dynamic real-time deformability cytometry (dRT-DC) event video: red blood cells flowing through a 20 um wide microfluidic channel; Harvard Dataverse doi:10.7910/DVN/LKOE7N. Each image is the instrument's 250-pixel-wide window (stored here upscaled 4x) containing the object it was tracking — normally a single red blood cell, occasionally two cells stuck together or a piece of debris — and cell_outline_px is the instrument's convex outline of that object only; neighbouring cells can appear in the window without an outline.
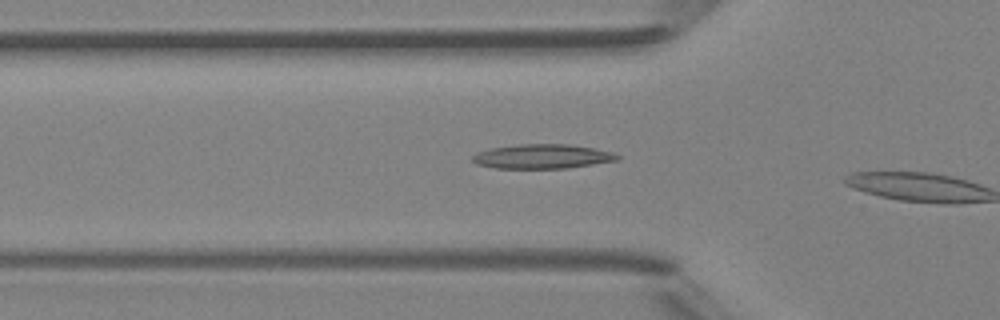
{"species": "Egyptian fruit bat (a non-hibernating species)", "species_latin": "Rousettus aegyptiacus", "temperature_condition": "room temperature", "stored_images_in_passage": 6, "segment_of_instrument_passage": [2, 2], "camera_frame_rate_fps": 3000, "um_per_image_px": 0.085, "animal": {"sex": "female"}, "frame": {"image": 1, "passage_image": 6, "time_ms": 6.667, "image_size_px": [1000, 320], "cell_outline_px": [[620, 160], [568, 168], [496, 168], [476, 164], [472, 160], [472, 156], [476, 152], [488, 148], [520, 144], [572, 144], [616, 152], [620, 156]], "centroid_in_image_um": [46.13, 13.29], "position_along_channel_um": 79.7, "area_um2": 20.87}}